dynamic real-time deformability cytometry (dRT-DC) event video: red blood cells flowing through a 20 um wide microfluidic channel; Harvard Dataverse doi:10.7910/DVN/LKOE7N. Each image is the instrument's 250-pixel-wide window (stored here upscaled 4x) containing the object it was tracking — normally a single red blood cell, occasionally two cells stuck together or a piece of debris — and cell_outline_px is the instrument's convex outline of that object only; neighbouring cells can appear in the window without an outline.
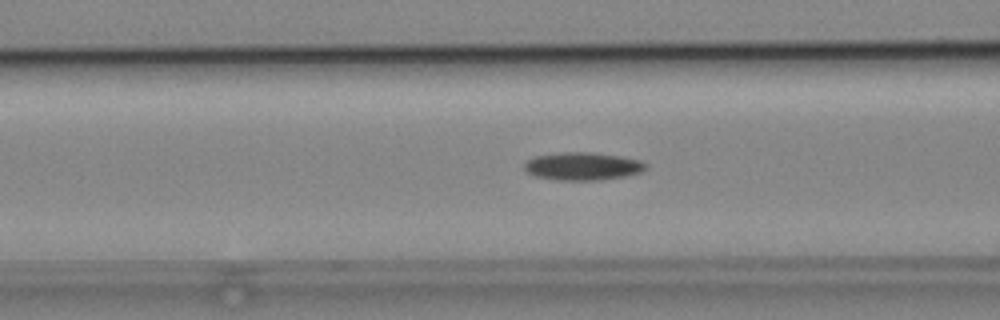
{"species": "common noctule bat (a hibernating species)", "species_latin": "Nyctalus noctula", "temperature_condition": "cold", "stored_images_in_passage": 43, "camera_frame_rate_fps": 3000, "um_per_image_px": 0.085, "animal": {"sex": "male", "body_mass_g": 19.2, "forearm_length_mm": 51.8}, "frame": {"image": 1, "passage_image": 11, "time_ms": 3.333, "image_size_px": [1000, 320], "cell_outline_px": [[648, 164], [640, 172], [624, 176], [600, 180], [556, 180], [536, 176], [528, 172], [524, 168], [524, 164], [528, 160], [536, 156], [564, 152], [592, 152], [620, 156], [640, 160]], "centroid_in_image_um": [49.53, 14.13], "position_along_channel_um": 117.1, "area_um2": 19.54}}
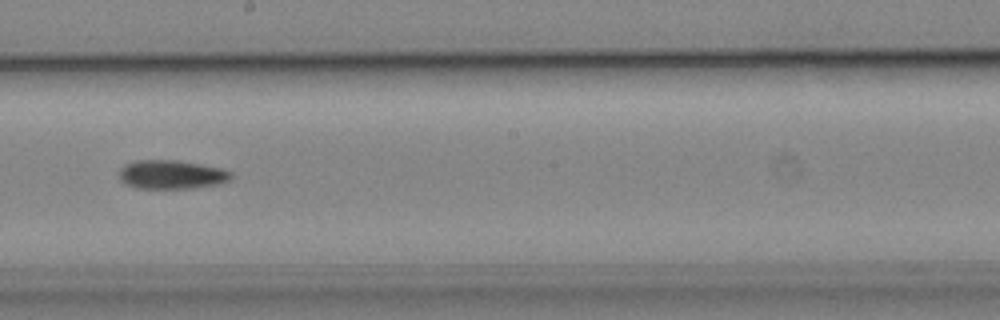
{"frame": {"image": 2, "passage_image": 20, "time_ms": 6.333, "image_size_px": [1000, 320], "cell_outline_px": [[232, 180], [220, 184], [192, 188], [136, 188], [120, 180], [120, 168], [124, 164], [136, 160], [176, 160], [224, 168], [232, 172]], "centroid_in_image_um": [14.63, 14.83], "position_along_channel_um": 233.6, "area_um2": 18.96}}
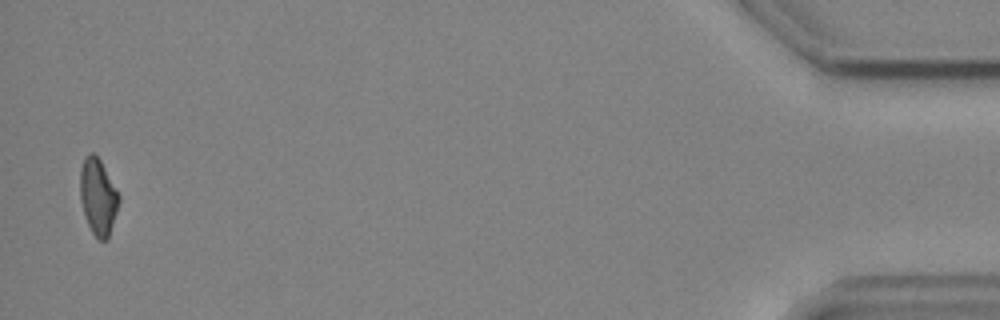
{"frame": {"image": 3, "passage_image": 42, "time_ms": 13.667, "image_size_px": [1000, 320], "cell_outline_px": [[120, 200], [108, 240], [100, 240], [92, 232], [84, 216], [80, 200], [80, 168], [84, 156], [88, 152], [92, 152], [100, 160], [120, 196]], "centroid_in_image_um": [8.32, 16.71], "position_along_channel_um": 426.9, "area_um2": 17.28}}